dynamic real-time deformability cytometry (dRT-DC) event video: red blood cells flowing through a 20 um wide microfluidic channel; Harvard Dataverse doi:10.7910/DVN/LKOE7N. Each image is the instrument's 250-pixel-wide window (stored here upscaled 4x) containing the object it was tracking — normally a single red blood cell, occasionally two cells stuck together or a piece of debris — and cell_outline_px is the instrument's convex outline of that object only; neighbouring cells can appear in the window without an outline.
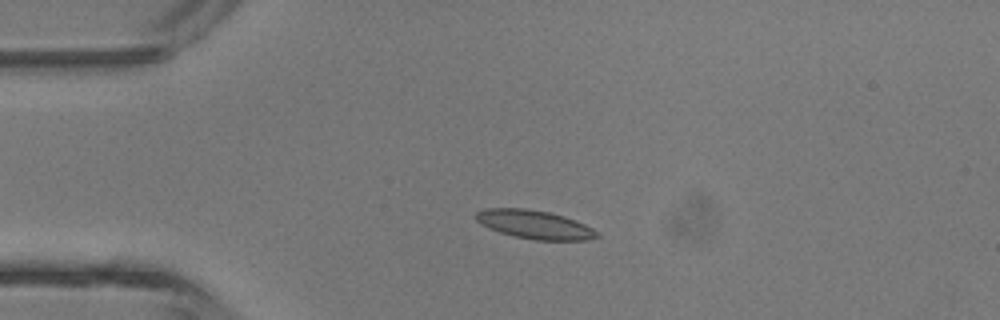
{"species": "common noctule bat (a hibernating species)", "species_latin": "Nyctalus noctula", "temperature_condition": "room temperature", "stored_images_in_passage": 3, "camera_frame_rate_fps": 3000, "um_per_image_px": 0.085, "animal": {"sex": "male", "body_mass_g": 13.3}, "frame": {"image": 1, "passage_image": 2, "time_ms": 1.333, "image_size_px": [1000, 320], "cell_outline_px": [[600, 236], [588, 240], [536, 240], [516, 236], [500, 232], [488, 228], [480, 224], [472, 216], [476, 212], [484, 208], [524, 208], [548, 212], [564, 216], [576, 220], [592, 228]], "centroid_in_image_um": [45.39, 19.07], "position_along_channel_um": 39.6, "area_um2": 20.17}}